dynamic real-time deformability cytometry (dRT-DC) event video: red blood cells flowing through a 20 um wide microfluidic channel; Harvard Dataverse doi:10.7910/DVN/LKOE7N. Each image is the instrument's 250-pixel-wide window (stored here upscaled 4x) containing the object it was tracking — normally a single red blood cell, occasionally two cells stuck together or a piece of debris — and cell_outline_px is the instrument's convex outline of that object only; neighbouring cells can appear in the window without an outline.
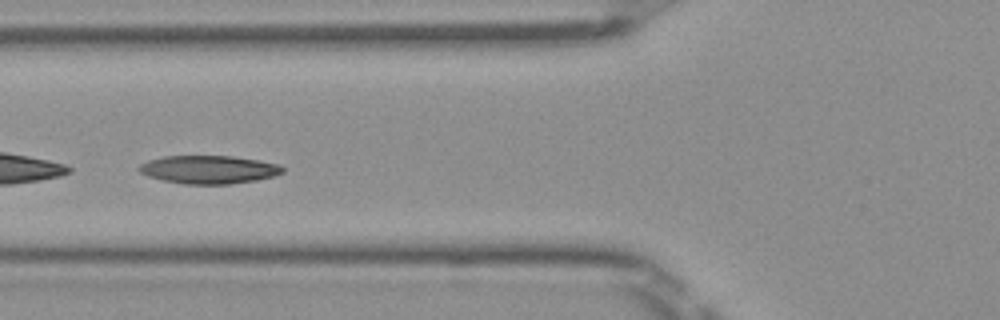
{"species": "Egyptian fruit bat (a non-hibernating species)", "species_latin": "Rousettus aegyptiacus", "temperature_condition": "room temperature", "stored_images_in_passage": 49, "camera_frame_rate_fps": 3000, "um_per_image_px": 0.085, "frame": {"image": 1, "passage_image": 18, "time_ms": 5.667, "image_size_px": [1000, 320], "cell_outline_px": [[284, 172], [276, 176], [256, 180], [228, 184], [184, 184], [164, 180], [148, 176], [140, 172], [136, 168], [140, 164], [148, 160], [164, 156], [232, 156], [260, 160], [280, 164], [284, 168]], "centroid_in_image_um": [17.77, 14.41], "position_along_channel_um": 108.0, "area_um2": 23.7}}
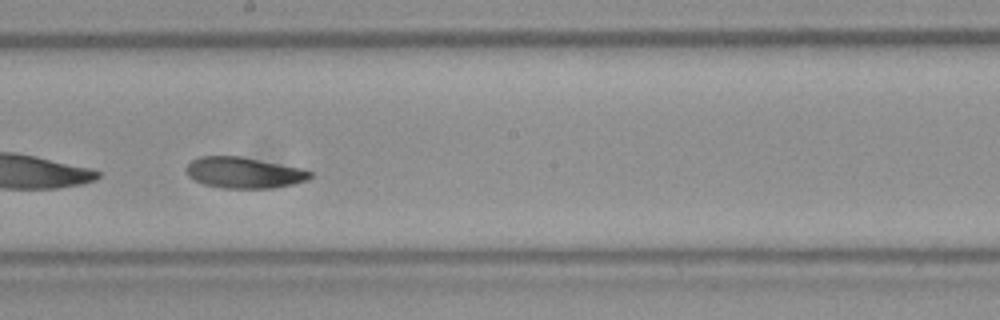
{"frame": {"image": 2, "passage_image": 27, "time_ms": 8.667, "image_size_px": [1000, 320], "cell_outline_px": [[312, 176], [308, 180], [296, 184], [272, 188], [224, 188], [204, 184], [188, 176], [184, 168], [192, 160], [200, 156], [240, 156], [304, 168], [312, 172]], "centroid_in_image_um": [20.77, 14.67], "position_along_channel_um": 227.4, "area_um2": 22.6}}
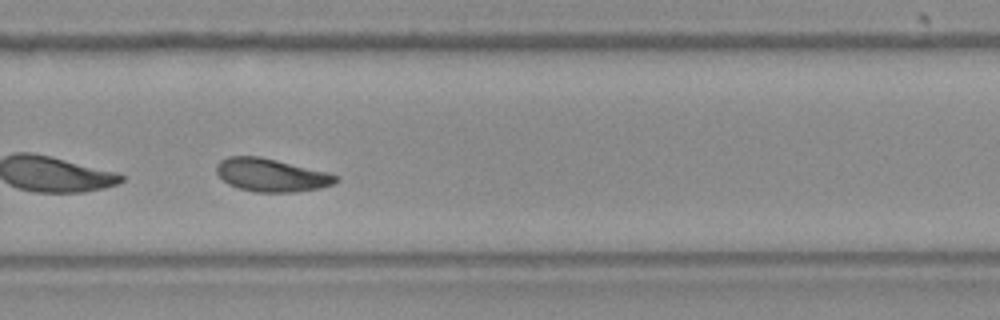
{"frame": {"image": 3, "passage_image": 33, "time_ms": 10.667, "image_size_px": [1000, 320], "cell_outline_px": [[340, 180], [336, 184], [320, 188], [292, 192], [256, 192], [240, 188], [228, 184], [216, 172], [216, 164], [220, 160], [228, 156], [260, 156], [328, 172], [336, 176]], "centroid_in_image_um": [23.07, 14.87], "position_along_channel_um": 306.7, "area_um2": 23.0}, "authors_computed_cell_mechanics": {"area_um2": 23.0622, "velocity_mm_per_s": 3.9762, "shape_relaxation_time_tau1_ms": 6.2443, "shape_relaxation_time_tau2_ms": 6.3685, "deformation_change_tau1": 0.1652, "deformation_change_tau2": 0.1235}}